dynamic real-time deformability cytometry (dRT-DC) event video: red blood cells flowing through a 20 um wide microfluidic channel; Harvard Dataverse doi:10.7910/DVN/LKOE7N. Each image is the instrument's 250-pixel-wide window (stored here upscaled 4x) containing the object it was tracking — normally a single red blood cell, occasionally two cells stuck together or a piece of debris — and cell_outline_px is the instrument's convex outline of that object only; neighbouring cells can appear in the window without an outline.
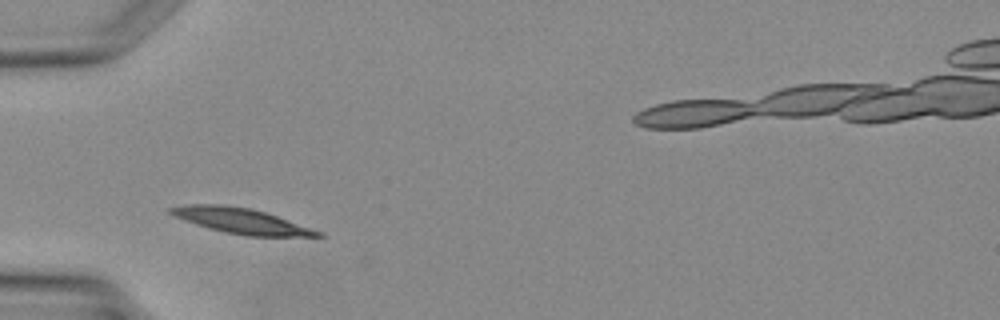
{"species": "Egyptian fruit bat (a non-hibernating species)", "species_latin": "Rousettus aegyptiacus", "temperature_condition": "warm", "stored_images_in_passage": 12, "camera_frame_rate_fps": 3000, "um_per_image_px": 0.085, "animal": {"sex": "female"}, "frame": {"image": 1, "passage_image": 3, "time_ms": 0.667, "image_size_px": [1000, 320], "cell_outline_px": [[324, 236], [248, 236], [224, 232], [208, 228], [196, 224], [176, 216], [168, 212], [168, 208], [184, 204], [224, 204], [252, 208], [324, 232]], "centroid_in_image_um": [20.49, 18.76], "position_along_channel_um": 64.5, "area_um2": 21.62}}
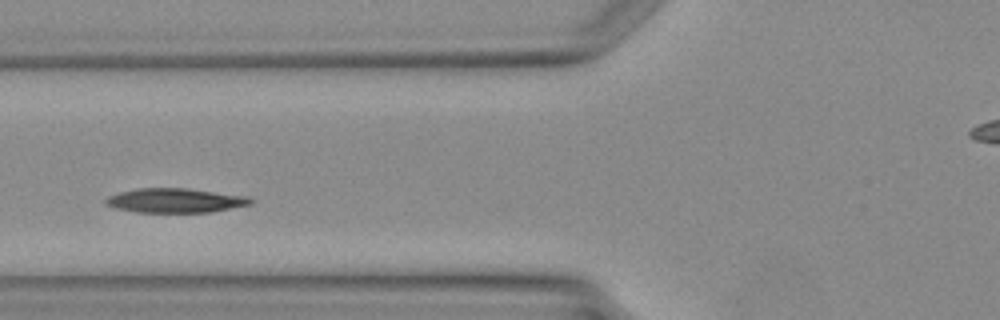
{"frame": {"image": 2, "passage_image": 6, "time_ms": 1.667, "image_size_px": [1000, 320], "cell_outline_px": [[256, 200], [252, 204], [212, 212], [136, 212], [112, 208], [104, 204], [104, 200], [108, 196], [120, 192], [136, 188], [188, 188], [248, 196]], "centroid_in_image_um": [14.89, 17.04], "position_along_channel_um": 110.9, "area_um2": 20.87}}